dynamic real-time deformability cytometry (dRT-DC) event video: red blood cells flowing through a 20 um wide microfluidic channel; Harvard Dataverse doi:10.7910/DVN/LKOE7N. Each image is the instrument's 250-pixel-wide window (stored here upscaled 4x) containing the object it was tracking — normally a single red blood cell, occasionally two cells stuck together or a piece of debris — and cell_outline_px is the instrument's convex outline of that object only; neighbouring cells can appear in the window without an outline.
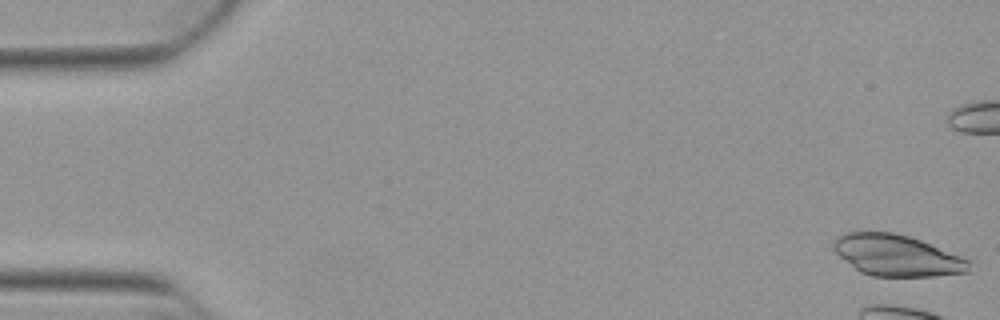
{"species": "Egyptian fruit bat (a non-hibernating species)", "species_latin": "Rousettus aegyptiacus", "temperature_condition": "warm", "stored_images_in_passage": 7, "camera_frame_rate_fps": 3000, "um_per_image_px": 0.085, "animal": {"sex": "female"}, "frame": {"image": 1, "passage_image": 1, "time_ms": 0.0, "image_size_px": [1000, 320], "cell_outline_px": [[972, 260], [968, 272], [932, 276], [872, 276], [860, 272], [840, 256], [832, 248], [832, 244], [836, 236], [844, 232], [892, 232], [908, 236], [920, 240]], "centroid_in_image_um": [76.23, 21.7], "position_along_channel_um": 8.8, "area_um2": 32.54}}